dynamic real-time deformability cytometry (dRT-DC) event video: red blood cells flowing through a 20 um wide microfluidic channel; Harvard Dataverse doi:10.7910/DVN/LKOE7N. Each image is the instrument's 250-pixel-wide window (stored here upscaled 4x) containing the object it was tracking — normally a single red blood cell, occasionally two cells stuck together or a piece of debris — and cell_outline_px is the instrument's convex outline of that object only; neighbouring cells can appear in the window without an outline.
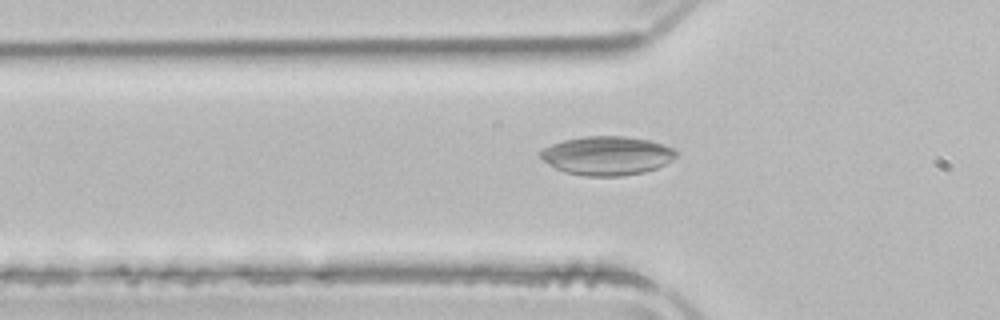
{"species": "common noctule bat (a hibernating species)", "species_latin": "Nyctalus noctula", "temperature_condition": "room temperature", "stored_images_in_passage": 36, "camera_frame_rate_fps": 3000, "um_per_image_px": 0.085, "animal": {"sex": "male", "body_mass_g": 21.5, "forearm_length_mm": 52.0}, "frame": {"image": 1, "passage_image": 2, "time_ms": 0.333, "image_size_px": [1000, 320], "cell_outline_px": [[676, 156], [672, 160], [656, 168], [644, 172], [620, 176], [588, 176], [564, 172], [556, 168], [544, 160], [540, 156], [540, 152], [544, 148], [552, 144], [564, 140], [584, 136], [624, 136], [648, 140], [664, 144], [676, 148]], "centroid_in_image_um": [51.62, 13.22], "position_along_channel_um": 74.2, "area_um2": 30.58}}
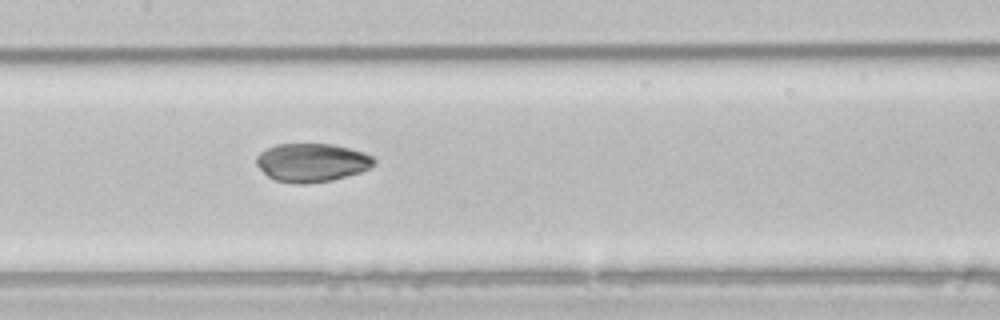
{"frame": {"image": 2, "passage_image": 10, "time_ms": 3.0, "image_size_px": [1000, 320], "cell_outline_px": [[376, 164], [360, 172], [332, 180], [304, 184], [296, 184], [276, 180], [268, 176], [256, 164], [256, 156], [260, 152], [276, 144], [332, 144], [364, 152], [372, 156], [376, 160]], "centroid_in_image_um": [26.51, 13.81], "position_along_channel_um": 180.9, "area_um2": 26.3}}
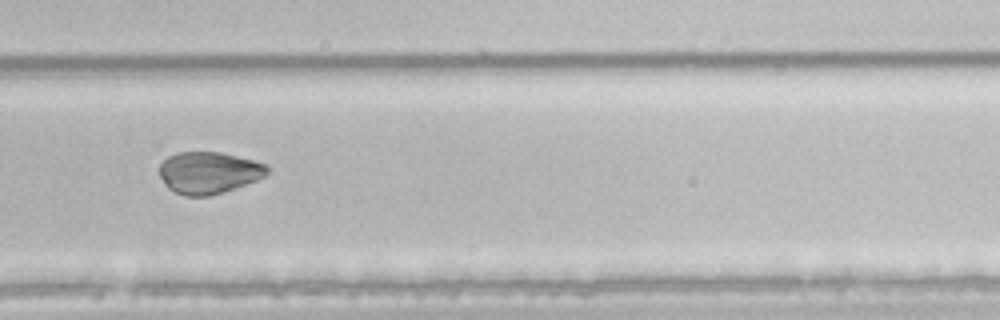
{"frame": {"image": 3, "passage_image": 20, "time_ms": 6.333, "image_size_px": [1000, 320], "cell_outline_px": [[268, 172], [264, 176], [256, 180], [208, 196], [184, 196], [168, 188], [160, 176], [160, 164], [168, 156], [176, 152], [220, 152], [268, 164]], "centroid_in_image_um": [17.72, 14.66], "position_along_channel_um": 312.1, "area_um2": 25.95}, "authors_computed_cell_mechanics": {"area_um2": 27.6862, "velocity_mm_per_s": 3.9576, "shape_relaxation_time_tau1_ms": null, "shape_relaxation_time_tau2_ms": 2.9168, "deformation_change_tau1": null, "deformation_change_tau2": 0.0591}}